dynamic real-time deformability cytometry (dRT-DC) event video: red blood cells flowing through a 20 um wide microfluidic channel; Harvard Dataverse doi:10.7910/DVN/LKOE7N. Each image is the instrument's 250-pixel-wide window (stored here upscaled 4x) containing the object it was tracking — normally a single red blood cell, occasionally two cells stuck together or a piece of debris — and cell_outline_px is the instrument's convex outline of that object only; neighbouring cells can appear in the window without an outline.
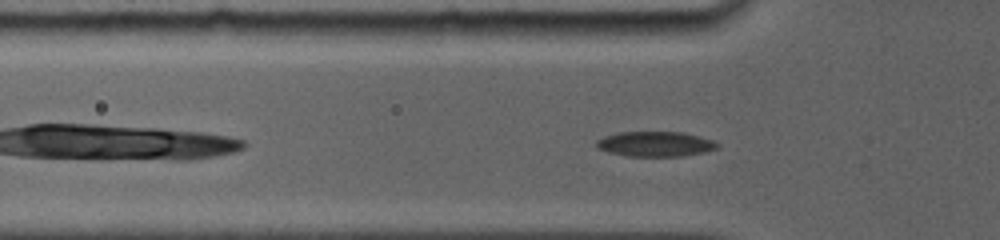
{"species": "common noctule bat (a hibernating species)", "species_latin": "Nyctalus noctula", "temperature_condition": "room temperature", "stored_images_in_passage": 53, "camera_frame_rate_fps": 5000, "um_per_image_px": 0.085, "animal": {"sex": "female", "body_mass_g": 19.0, "forearm_length_mm": 56.7}, "frame": {"image": 1, "passage_image": 6, "time_ms": 1.8, "image_size_px": [1000, 240], "cell_outline_px": [[720, 144], [716, 148], [704, 152], [684, 156], [628, 156], [608, 152], [596, 148], [596, 140], [604, 136], [616, 132], [684, 132], [700, 136], [712, 140]], "centroid_in_image_um": [55.68, 12.23], "position_along_channel_um": 70.1, "area_um2": 17.74}}
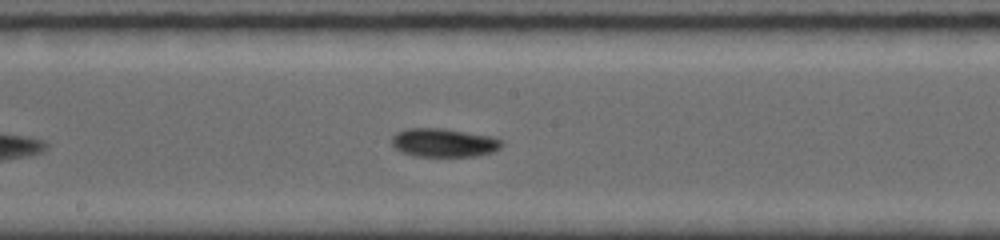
{"frame": {"image": 2, "passage_image": 21, "time_ms": 5.4, "image_size_px": [1000, 240], "cell_outline_px": [[504, 144], [500, 148], [492, 152], [476, 156], [416, 156], [400, 152], [392, 144], [392, 136], [396, 132], [408, 128], [444, 128], [492, 136], [504, 140]], "centroid_in_image_um": [37.75, 12.12], "position_along_channel_um": 210.5, "area_um2": 18.5}}
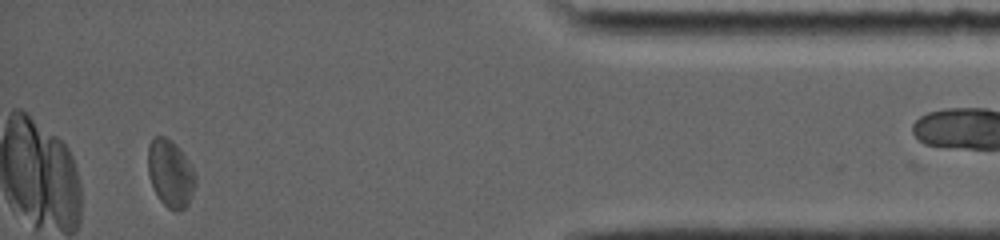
{"frame": {"image": 3, "passage_image": 47, "time_ms": 11.8, "image_size_px": [1000, 240], "cell_outline_px": [[196, 180], [188, 204], [180, 212], [176, 212], [168, 208], [160, 200], [152, 184], [148, 172], [148, 148], [152, 140], [156, 136], [164, 136], [172, 140], [180, 148], [188, 160], [196, 176]], "centroid_in_image_um": [14.49, 14.74], "position_along_channel_um": 420.7, "area_um2": 18.5}, "authors_computed_cell_mechanics": {"area_um2": 17.8024, "velocity_mm_per_s": 3.8971, "shape_relaxation_time_tau1_ms": 4.7292, "shape_relaxation_time_tau2_ms": 3.6696, "deformation_change_tau1": 0.0953, "deformation_change_tau2": 0.0606}}